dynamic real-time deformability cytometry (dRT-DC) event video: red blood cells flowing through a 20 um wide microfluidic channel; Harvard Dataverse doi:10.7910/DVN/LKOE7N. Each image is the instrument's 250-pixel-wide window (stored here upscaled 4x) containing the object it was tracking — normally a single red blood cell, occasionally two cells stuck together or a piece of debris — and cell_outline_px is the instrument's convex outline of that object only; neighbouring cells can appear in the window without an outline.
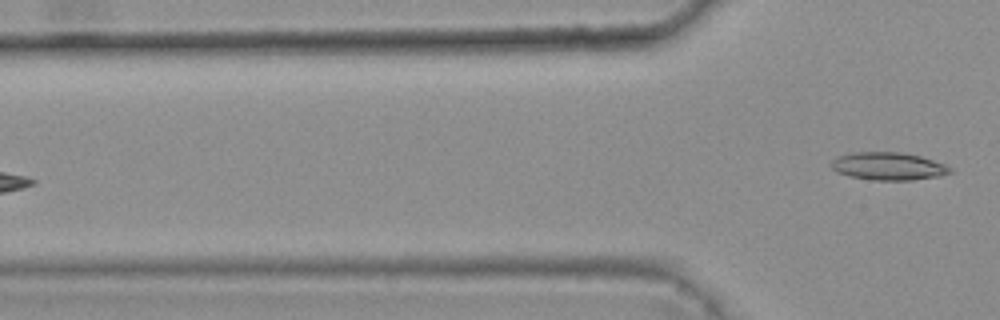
{"species": "common noctule bat (a hibernating species)", "species_latin": "Nyctalus noctula", "temperature_condition": "warm", "stored_images_in_passage": 6, "camera_frame_rate_fps": 3000, "um_per_image_px": 0.085, "animal": {"sex": "female", "body_mass_g": 25.1}, "frame": {"image": 1, "passage_image": 6, "time_ms": 1.667, "image_size_px": [1000, 320], "cell_outline_px": [[952, 172], [940, 176], [912, 180], [872, 180], [848, 176], [836, 172], [832, 168], [832, 160], [836, 156], [852, 152], [900, 152], [920, 156], [944, 164], [952, 168]], "centroid_in_image_um": [75.48, 14.13], "position_along_channel_um": 50.3, "area_um2": 19.31}}